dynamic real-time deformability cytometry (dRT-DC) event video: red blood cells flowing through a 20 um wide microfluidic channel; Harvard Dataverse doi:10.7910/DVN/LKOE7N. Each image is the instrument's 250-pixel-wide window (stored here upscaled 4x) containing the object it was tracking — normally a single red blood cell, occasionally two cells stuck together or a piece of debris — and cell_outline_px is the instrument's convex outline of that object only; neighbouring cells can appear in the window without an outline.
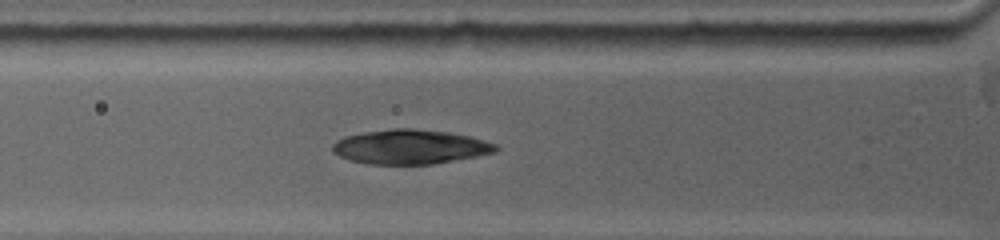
{"species": "common noctule bat (a hibernating species)", "species_latin": "Nyctalus noctula", "temperature_condition": "warm", "stored_images_in_passage": 40, "camera_frame_rate_fps": 5000, "um_per_image_px": 0.085, "animal": {"sex": "female", "body_mass_g": 19.0, "forearm_length_mm": 53.3}, "frame": {"image": 1, "passage_image": 3, "time_ms": 0.8, "image_size_px": [1000, 240], "cell_outline_px": [[500, 148], [496, 152], [476, 156], [432, 164], [368, 164], [348, 160], [332, 152], [332, 144], [336, 140], [344, 136], [364, 132], [392, 128], [412, 128], [448, 132], [468, 136], [484, 140], [496, 144]], "centroid_in_image_um": [34.83, 12.48], "position_along_channel_um": 91.0, "area_um2": 32.83}}
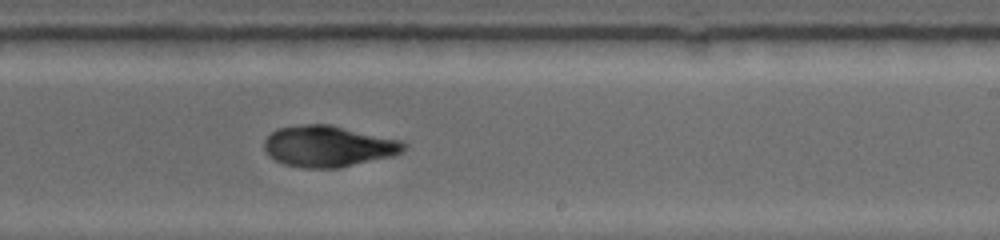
{"frame": {"image": 2, "passage_image": 24, "time_ms": 5.2, "image_size_px": [1000, 240], "cell_outline_px": [[408, 144], [404, 152], [392, 156], [340, 168], [304, 168], [284, 164], [268, 156], [264, 148], [264, 140], [276, 128], [304, 124], [328, 124], [400, 140]], "centroid_in_image_um": [27.9, 12.44], "position_along_channel_um": 261.1, "area_um2": 33.58}}
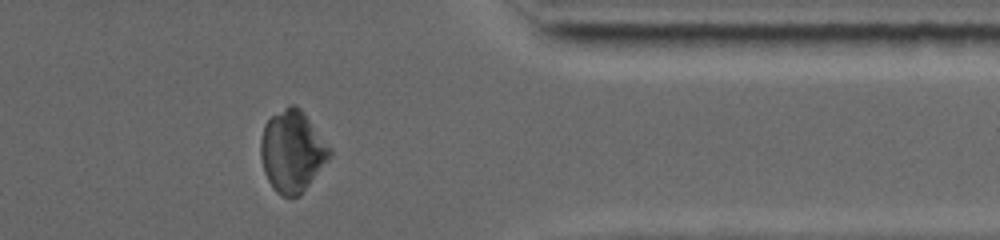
{"frame": {"image": 3, "passage_image": 35, "time_ms": 8.8, "image_size_px": [1000, 240], "cell_outline_px": [[332, 156], [300, 196], [280, 196], [276, 192], [268, 180], [264, 172], [260, 156], [260, 140], [264, 124], [272, 116], [284, 108], [292, 104], [300, 108], [304, 112], [332, 148]], "centroid_in_image_um": [24.85, 12.87], "position_along_channel_um": 386.5, "area_um2": 33.0}}